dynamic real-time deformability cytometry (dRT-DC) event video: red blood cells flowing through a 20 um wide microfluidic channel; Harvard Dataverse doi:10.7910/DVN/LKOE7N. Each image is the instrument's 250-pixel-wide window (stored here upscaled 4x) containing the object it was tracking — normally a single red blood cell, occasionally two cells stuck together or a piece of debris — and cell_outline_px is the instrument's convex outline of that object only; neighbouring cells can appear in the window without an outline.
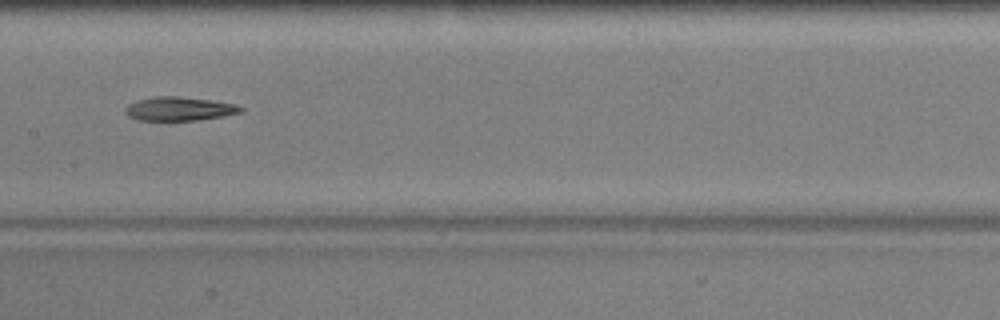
{"species": "common noctule bat (a hibernating species)", "species_latin": "Nyctalus noctula", "temperature_condition": "warm", "stored_images_in_passage": 39, "camera_frame_rate_fps": 3000, "um_per_image_px": 0.085, "animal": {"sex": "male", "body_mass_g": 17.9, "forearm_length_mm": 54.2}, "frame": {"image": 1, "passage_image": 12, "time_ms": 3.667, "image_size_px": [1000, 320], "cell_outline_px": [[244, 112], [224, 116], [196, 120], [136, 120], [128, 116], [124, 112], [124, 108], [128, 104], [136, 100], [152, 96], [176, 96], [212, 100], [236, 104], [244, 108]], "centroid_in_image_um": [15.22, 9.24], "position_along_channel_um": 192.2, "area_um2": 16.24}}
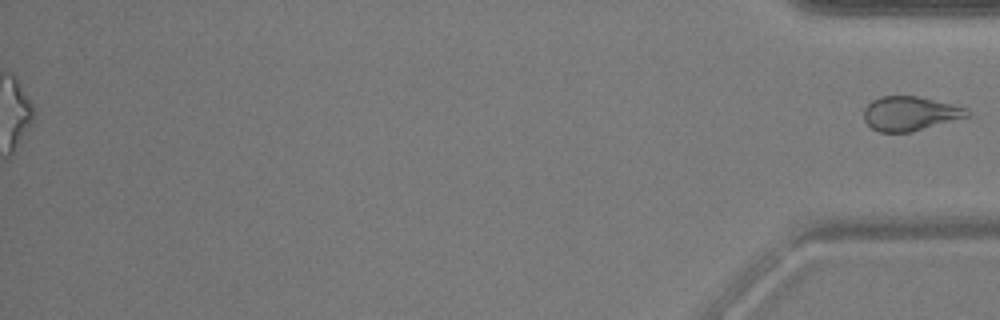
{"frame": {"image": 2, "passage_image": 39, "time_ms": 12.667, "image_size_px": [1000, 320], "cell_outline_px": [[972, 112], [968, 116], [912, 132], [880, 132], [872, 128], [864, 120], [864, 108], [872, 100], [880, 96], [916, 96], [952, 104], [968, 108]], "centroid_in_image_um": [77.35, 9.65], "position_along_channel_um": 357.9, "area_um2": 20.58}}